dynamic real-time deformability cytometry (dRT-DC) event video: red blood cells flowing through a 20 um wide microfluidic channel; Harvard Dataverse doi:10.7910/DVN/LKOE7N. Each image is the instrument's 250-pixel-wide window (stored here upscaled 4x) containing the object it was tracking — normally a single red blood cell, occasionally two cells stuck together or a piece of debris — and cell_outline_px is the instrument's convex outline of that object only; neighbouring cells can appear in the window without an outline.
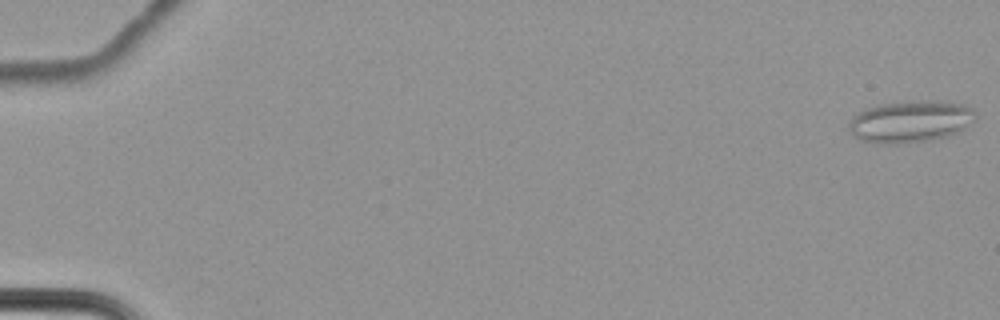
{"species": "common noctule bat (a hibernating species)", "species_latin": "Nyctalus noctula", "temperature_condition": "cold", "stored_images_in_passage": 64, "camera_frame_rate_fps": 3000, "um_per_image_px": 0.085, "animal": {"sex": "female", "body_mass_g": 22.7, "forearm_length_mm": 54.2}, "frame": {"image": 1, "passage_image": 1, "time_ms": 0.0, "image_size_px": [1000, 320], "cell_outline_px": [[976, 120], [960, 132], [948, 136], [928, 140], [896, 144], [876, 144], [860, 140], [848, 128], [848, 124], [852, 116], [864, 108], [880, 104], [908, 100], [940, 100], [964, 104], [972, 108], [976, 112]], "centroid_in_image_um": [77.41, 10.31], "position_along_channel_um": 7.6, "area_um2": 31.62}}
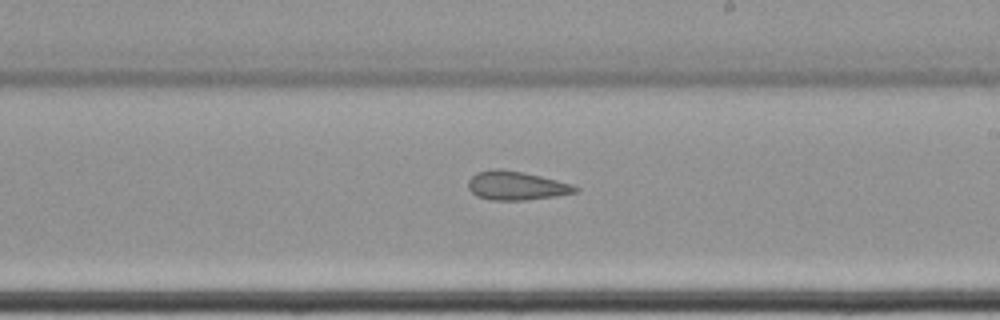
{"frame": {"image": 2, "passage_image": 40, "time_ms": 13.0, "image_size_px": [1000, 320], "cell_outline_px": [[580, 188], [576, 192], [556, 196], [524, 200], [492, 200], [476, 196], [468, 188], [468, 180], [476, 172], [496, 168], [500, 168], [524, 172], [572, 184]], "centroid_in_image_um": [43.86, 15.77], "position_along_channel_um": 245.1, "area_um2": 17.98}}
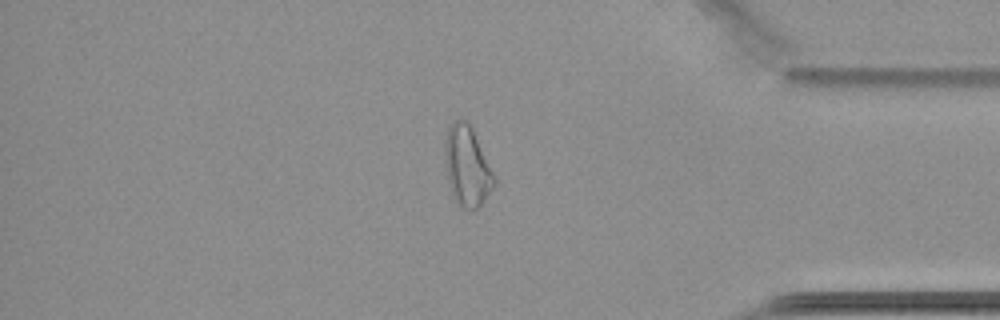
{"frame": {"image": 3, "passage_image": 55, "time_ms": 18.0, "image_size_px": [1000, 320], "cell_outline_px": [[496, 184], [480, 204], [476, 208], [464, 208], [452, 196], [444, 164], [444, 140], [448, 128], [460, 116], [472, 128], [496, 180]], "centroid_in_image_um": [39.66, 14.09], "position_along_channel_um": 395.5, "area_um2": 22.6}, "authors_computed_cell_mechanics": {"area_um2": 22.5131, "velocity_mm_per_s": 3.4356, "shape_relaxation_time_tau1_ms": null, "shape_relaxation_time_tau2_ms": 5.8539, "deformation_change_tau1": null, "deformation_change_tau2": 0.1356}}